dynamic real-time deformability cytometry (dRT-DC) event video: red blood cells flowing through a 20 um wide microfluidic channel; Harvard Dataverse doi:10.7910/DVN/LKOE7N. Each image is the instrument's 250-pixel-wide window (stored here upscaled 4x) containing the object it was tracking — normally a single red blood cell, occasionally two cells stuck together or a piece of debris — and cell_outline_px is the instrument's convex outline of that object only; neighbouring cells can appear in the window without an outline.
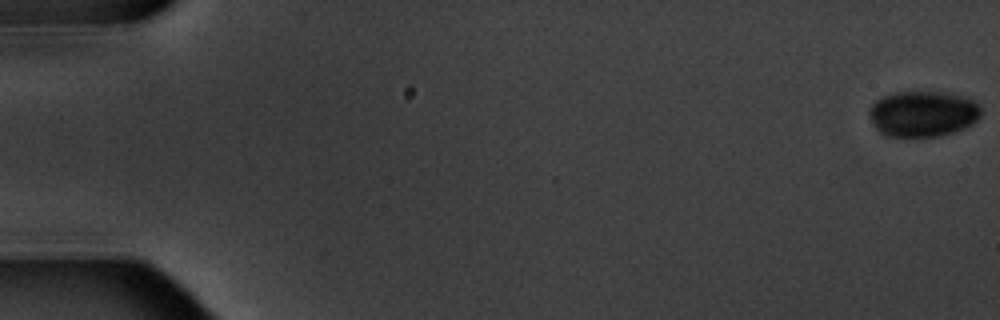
{"species": "common noctule bat (a hibernating species)", "species_latin": "Nyctalus noctula", "temperature_condition": "warm", "stored_images_in_passage": 7, "camera_frame_rate_fps": 3000, "um_per_image_px": 0.085, "animal": {"sex": "male", "body_mass_g": 20.1, "forearm_length_mm": 53.5}, "frame": {"image": 1, "passage_image": 1, "time_ms": 0.0, "image_size_px": [1000, 320], "cell_outline_px": [[980, 116], [972, 124], [964, 128], [940, 136], [888, 136], [880, 132], [876, 128], [868, 112], [868, 108], [876, 100], [884, 96], [896, 92], [940, 92], [964, 96], [980, 104]], "centroid_in_image_um": [78.44, 9.66], "position_along_channel_um": 6.6, "area_um2": 29.71}}